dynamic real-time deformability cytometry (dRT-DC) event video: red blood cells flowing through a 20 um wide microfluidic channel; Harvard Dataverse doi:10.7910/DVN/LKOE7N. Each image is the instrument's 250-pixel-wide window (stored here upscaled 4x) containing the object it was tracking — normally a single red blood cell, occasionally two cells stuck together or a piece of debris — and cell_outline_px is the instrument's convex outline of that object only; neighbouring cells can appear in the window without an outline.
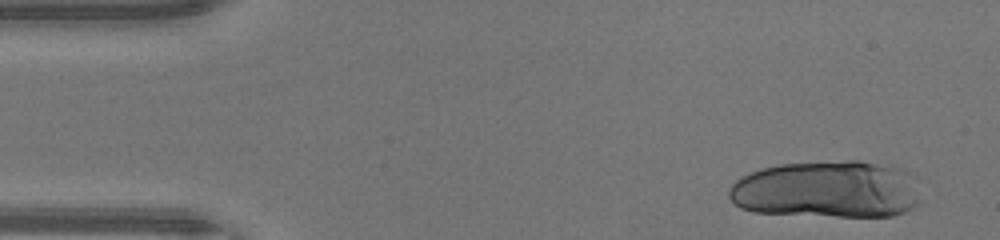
{"species": "human", "species_latin": "Homo sapiens", "temperature_condition": "warm", "stored_images_in_passage": 21, "camera_frame_rate_fps": 3000, "um_per_image_px": 0.085, "donor": {"sex": "male"}, "frame": {"image": 1, "passage_image": 1, "time_ms": 0.0, "image_size_px": [1000, 240], "cell_outline_px": [[916, 204], [912, 208], [904, 212], [892, 216], [836, 216], [752, 212], [740, 208], [728, 196], [728, 188], [740, 176], [748, 172], [760, 168], [780, 164], [848, 160], [860, 160], [892, 164], [904, 168], [916, 176]], "centroid_in_image_um": [70.3, 16.08], "position_along_channel_um": 14.7, "area_um2": 64.85}}
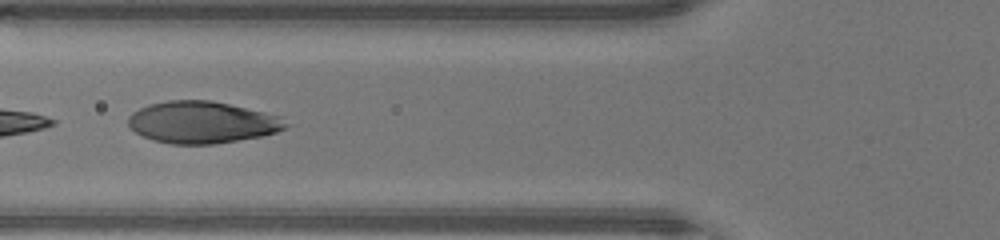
{"frame": {"image": 2, "passage_image": 18, "time_ms": 5.667, "image_size_px": [1000, 240], "cell_outline_px": [[288, 124], [284, 128], [276, 132], [264, 136], [212, 144], [172, 144], [152, 140], [136, 132], [128, 124], [128, 116], [132, 112], [148, 104], [168, 100], [212, 100], [284, 116]], "centroid_in_image_um": [17.2, 10.39], "position_along_channel_um": 108.6, "area_um2": 38.67}}